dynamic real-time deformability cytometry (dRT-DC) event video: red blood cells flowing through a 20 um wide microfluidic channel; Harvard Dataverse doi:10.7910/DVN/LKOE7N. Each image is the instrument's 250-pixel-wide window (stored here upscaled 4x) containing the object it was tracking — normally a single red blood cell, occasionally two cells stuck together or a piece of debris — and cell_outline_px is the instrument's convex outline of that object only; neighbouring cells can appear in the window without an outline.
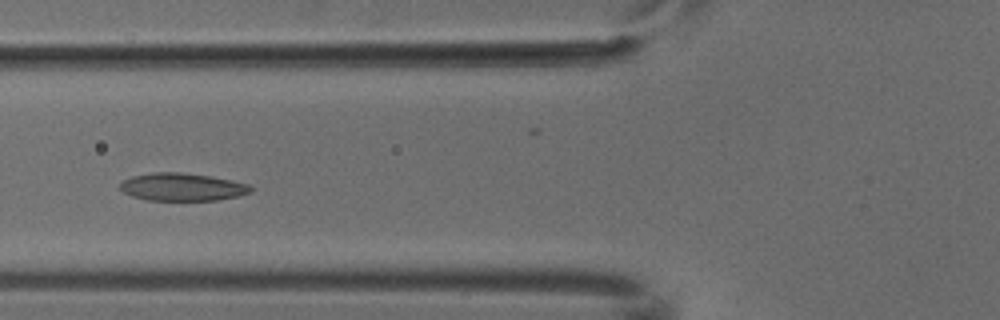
{"species": "common noctule bat (a hibernating species)", "species_latin": "Nyctalus noctula", "temperature_condition": "cold", "stored_images_in_passage": 6, "camera_frame_rate_fps": 3000, "um_per_image_px": 0.085, "animal": {"sex": "male", "body_mass_g": 18.8}, "frame": {"image": 1, "passage_image": 5, "time_ms": 1.333, "image_size_px": [1000, 320], "cell_outline_px": [[252, 192], [240, 196], [216, 200], [148, 200], [132, 196], [124, 192], [120, 188], [120, 184], [124, 180], [132, 176], [152, 172], [180, 172], [212, 176], [232, 180], [248, 184], [252, 188]], "centroid_in_image_um": [15.52, 15.89], "position_along_channel_um": 110.3, "area_um2": 21.15}}